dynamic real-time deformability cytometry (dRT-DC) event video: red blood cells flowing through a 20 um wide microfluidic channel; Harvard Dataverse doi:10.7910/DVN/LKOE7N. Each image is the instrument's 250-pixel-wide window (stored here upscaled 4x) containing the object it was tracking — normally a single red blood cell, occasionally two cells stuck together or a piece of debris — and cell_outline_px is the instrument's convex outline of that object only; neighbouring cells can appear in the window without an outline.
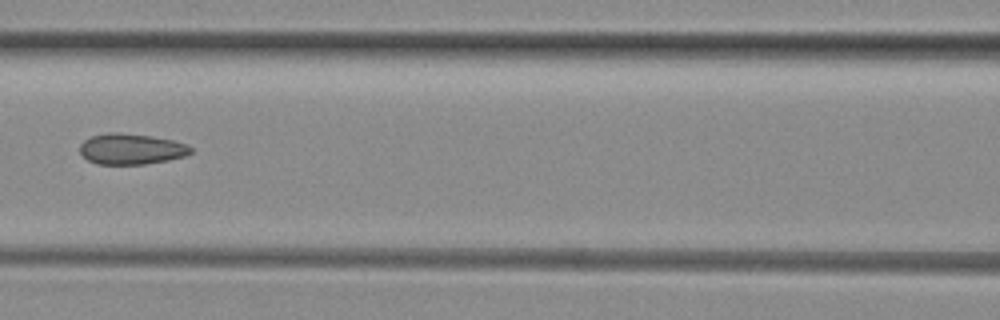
{"species": "common noctule bat (a hibernating species)", "species_latin": "Nyctalus noctula", "temperature_condition": "room temperature", "stored_images_in_passage": 5, "camera_frame_rate_fps": 3000, "um_per_image_px": 0.085, "animal": {"sex": "female", "body_mass_g": 29.2, "forearm_length_mm": 56.3}, "frame": {"image": 1, "passage_image": 5, "time_ms": 5.333, "image_size_px": [1000, 320], "cell_outline_px": [[192, 152], [184, 156], [168, 160], [144, 164], [96, 164], [88, 160], [80, 152], [80, 144], [84, 140], [92, 136], [108, 132], [120, 132], [152, 136], [172, 140], [188, 144], [192, 148]], "centroid_in_image_um": [11.15, 12.66], "position_along_channel_um": 155.4, "area_um2": 19.94}}